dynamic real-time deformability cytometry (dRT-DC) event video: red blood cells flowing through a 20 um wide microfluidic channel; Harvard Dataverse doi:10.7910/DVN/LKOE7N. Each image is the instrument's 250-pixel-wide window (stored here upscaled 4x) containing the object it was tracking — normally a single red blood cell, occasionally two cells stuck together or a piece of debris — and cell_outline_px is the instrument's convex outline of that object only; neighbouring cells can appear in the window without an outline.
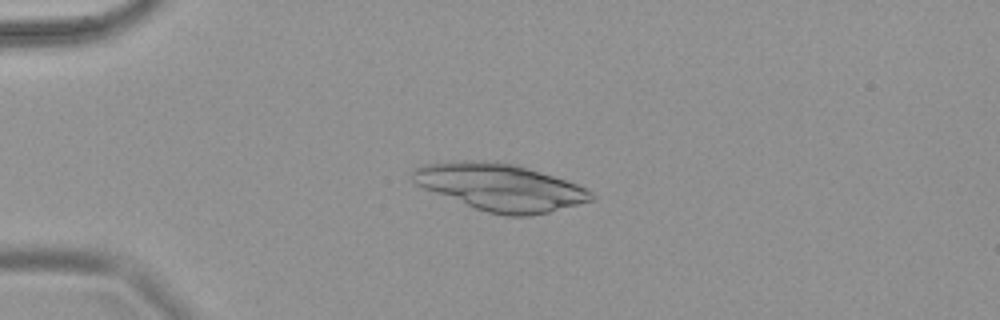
{"species": "common noctule bat (a hibernating species)", "species_latin": "Nyctalus noctula", "temperature_condition": "warm", "stored_images_in_passage": 6, "camera_frame_rate_fps": 3000, "um_per_image_px": 0.085, "animal": {"sex": "female", "body_mass_g": 18.4}, "frame": {"image": 1, "passage_image": 5, "time_ms": 1.333, "image_size_px": [1000, 320], "cell_outline_px": [[596, 200], [548, 212], [528, 216], [504, 216], [488, 212], [476, 208], [424, 188], [416, 184], [412, 180], [412, 168], [424, 164], [444, 160], [484, 160], [512, 164], [552, 176], [576, 184], [592, 192], [596, 196]], "centroid_in_image_um": [42.49, 15.9], "position_along_channel_um": 42.5, "area_um2": 48.67}}